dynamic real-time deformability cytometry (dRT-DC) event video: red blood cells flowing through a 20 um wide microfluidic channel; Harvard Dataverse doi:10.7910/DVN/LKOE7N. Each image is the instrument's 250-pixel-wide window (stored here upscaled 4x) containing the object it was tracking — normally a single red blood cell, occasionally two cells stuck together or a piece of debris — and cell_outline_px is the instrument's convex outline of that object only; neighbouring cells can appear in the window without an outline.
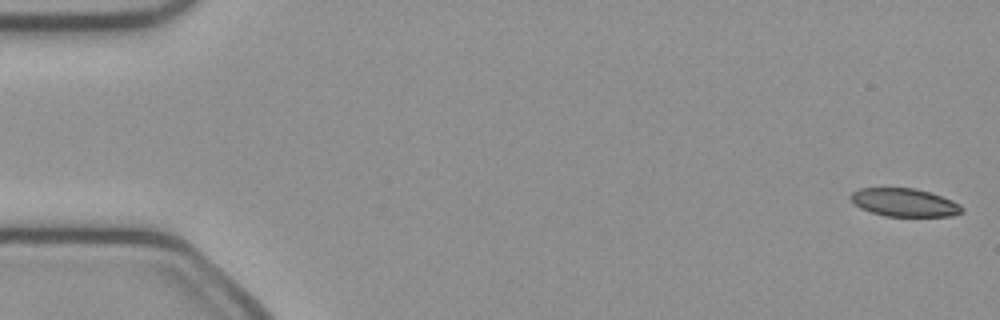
{"species": "common noctule bat (a hibernating species)", "species_latin": "Nyctalus noctula", "temperature_condition": "cold", "stored_images_in_passage": 50, "camera_frame_rate_fps": 3000, "um_per_image_px": 0.085, "animal": {"sex": "female", "body_mass_g": 21.9}, "frame": {"image": 1, "passage_image": 1, "time_ms": 0.0, "image_size_px": [1000, 320], "cell_outline_px": [[964, 212], [952, 216], [884, 216], [860, 208], [852, 204], [848, 196], [852, 192], [860, 188], [912, 188], [928, 192], [952, 200], [960, 204], [964, 208]], "centroid_in_image_um": [76.84, 17.22], "position_along_channel_um": 8.2, "area_um2": 18.32}}
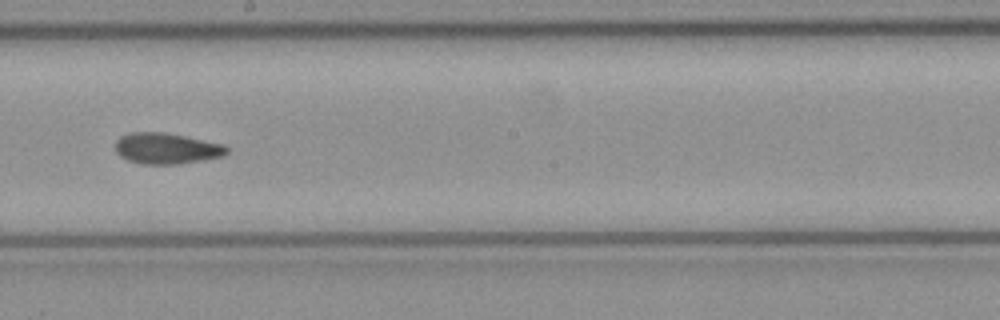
{"frame": {"image": 2, "passage_image": 28, "time_ms": 9.0, "image_size_px": [1000, 320], "cell_outline_px": [[228, 152], [224, 156], [180, 164], [140, 164], [128, 160], [120, 156], [116, 152], [116, 140], [120, 136], [128, 132], [164, 132], [224, 144], [228, 148]], "centroid_in_image_um": [14.14, 12.62], "position_along_channel_um": 234.1, "area_um2": 20.23}}
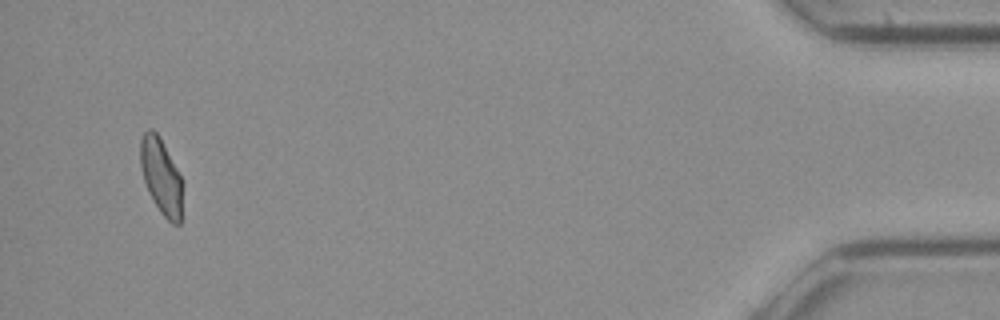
{"frame": {"image": 3, "passage_image": 48, "time_ms": 15.667, "image_size_px": [1000, 320], "cell_outline_px": [[180, 224], [172, 224], [160, 212], [152, 200], [148, 192], [144, 180], [140, 164], [140, 140], [144, 132], [148, 128], [152, 128], [160, 136], [180, 176]], "centroid_in_image_um": [13.64, 14.94], "position_along_channel_um": 421.6, "area_um2": 18.21}, "authors_computed_cell_mechanics": {"area_um2": 19.6809, "velocity_mm_per_s": 4.0752, "shape_relaxation_time_tau1_ms": null, "shape_relaxation_time_tau2_ms": 2.6433, "deformation_change_tau1": null, "deformation_change_tau2": 0.0712}}